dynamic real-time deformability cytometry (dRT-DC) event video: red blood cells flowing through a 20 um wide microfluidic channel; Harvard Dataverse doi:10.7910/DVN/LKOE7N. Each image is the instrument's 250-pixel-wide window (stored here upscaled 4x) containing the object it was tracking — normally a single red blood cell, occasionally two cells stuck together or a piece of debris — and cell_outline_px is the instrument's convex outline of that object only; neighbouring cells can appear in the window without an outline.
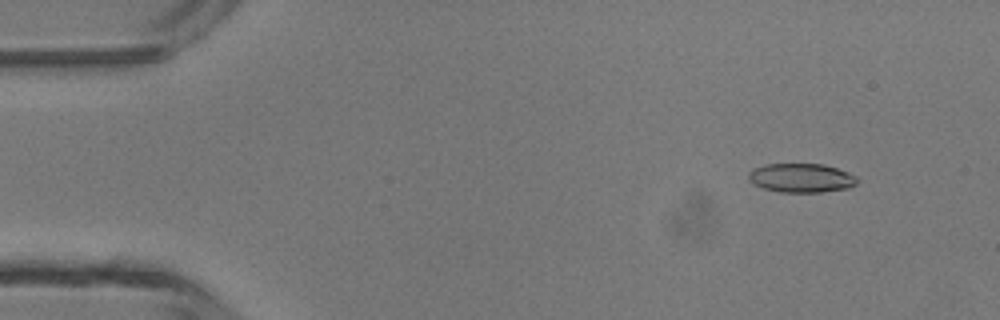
{"species": "common noctule bat (a hibernating species)", "species_latin": "Nyctalus noctula", "temperature_condition": "room temperature", "stored_images_in_passage": 8, "camera_frame_rate_fps": 3000, "um_per_image_px": 0.085, "animal": {"sex": "male", "body_mass_g": 13.3}, "frame": {"image": 1, "passage_image": 5, "time_ms": 1.333, "image_size_px": [1000, 320], "cell_outline_px": [[856, 184], [848, 188], [820, 192], [780, 192], [764, 188], [748, 180], [748, 172], [752, 168], [764, 164], [824, 164], [848, 172], [856, 176]], "centroid_in_image_um": [68.08, 15.11], "position_along_channel_um": 16.9, "area_um2": 18.32}}